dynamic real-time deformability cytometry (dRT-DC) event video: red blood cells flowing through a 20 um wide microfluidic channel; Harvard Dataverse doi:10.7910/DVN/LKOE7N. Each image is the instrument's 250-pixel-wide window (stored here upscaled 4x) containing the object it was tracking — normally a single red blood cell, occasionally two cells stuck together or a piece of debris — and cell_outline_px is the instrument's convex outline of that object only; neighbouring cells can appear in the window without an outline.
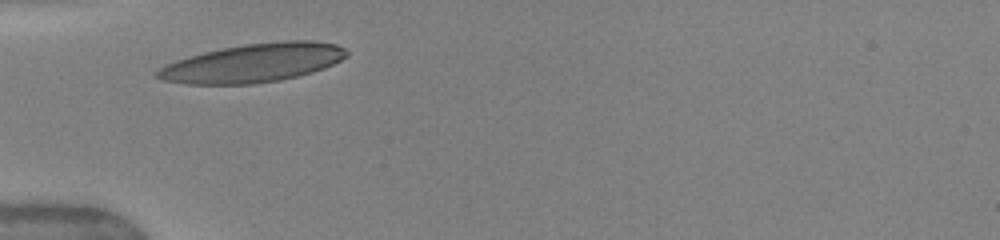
{"species": "human", "species_latin": "Homo sapiens", "temperature_condition": "warm", "stored_images_in_passage": 5, "camera_frame_rate_fps": 3000, "um_per_image_px": 0.085, "donor": {"sex": "female"}, "frame": {"image": 1, "passage_image": 1, "time_ms": 0.0, "image_size_px": [1000, 240], "cell_outline_px": [[348, 56], [324, 68], [312, 72], [280, 80], [252, 84], [184, 84], [164, 80], [156, 76], [152, 72], [164, 64], [188, 56], [204, 52], [244, 44], [284, 40], [316, 40], [336, 44], [344, 48], [348, 52]], "centroid_in_image_um": [21.49, 5.34], "position_along_channel_um": 63.5, "area_um2": 42.77}}